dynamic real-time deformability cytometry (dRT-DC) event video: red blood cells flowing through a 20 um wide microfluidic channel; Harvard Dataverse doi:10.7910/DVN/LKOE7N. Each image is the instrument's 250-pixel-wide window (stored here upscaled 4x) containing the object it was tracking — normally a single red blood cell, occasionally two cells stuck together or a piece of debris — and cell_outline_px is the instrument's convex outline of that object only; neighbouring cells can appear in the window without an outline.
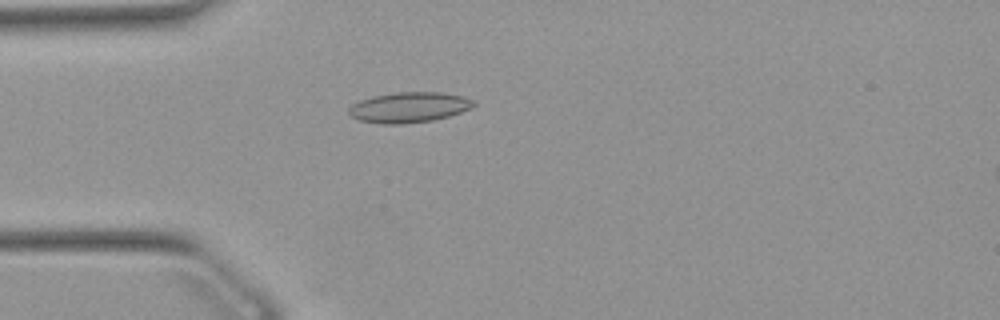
{"species": "Egyptian fruit bat (a non-hibernating species)", "species_latin": "Rousettus aegyptiacus", "temperature_condition": "warm", "stored_images_in_passage": 35, "camera_frame_rate_fps": 3000, "um_per_image_px": 0.085, "animal": {"sex": "female"}, "frame": {"image": 1, "passage_image": 4, "time_ms": 1.0, "image_size_px": [1000, 320], "cell_outline_px": [[476, 104], [472, 108], [448, 116], [432, 120], [404, 124], [380, 124], [360, 120], [352, 116], [348, 112], [348, 108], [352, 104], [360, 100], [372, 96], [392, 92], [440, 92], [464, 96], [476, 100]], "centroid_in_image_um": [34.78, 9.11], "position_along_channel_um": 50.2, "area_um2": 22.31}}
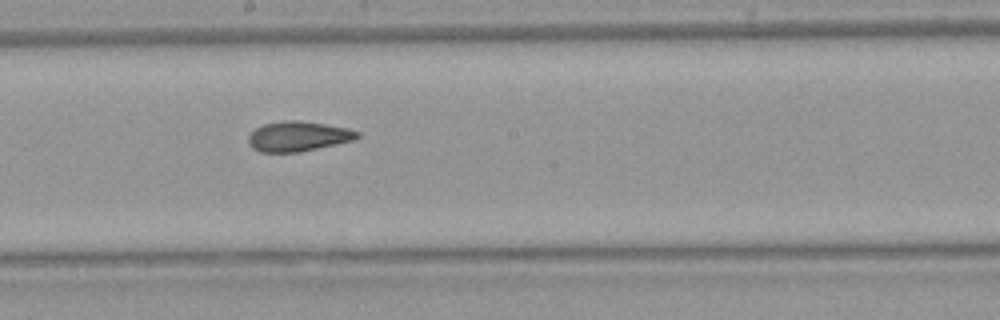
{"frame": {"image": 2, "passage_image": 18, "time_ms": 5.667, "image_size_px": [1000, 320], "cell_outline_px": [[360, 136], [356, 140], [300, 152], [260, 152], [252, 148], [248, 144], [248, 136], [256, 128], [264, 124], [284, 120], [300, 120], [348, 128], [360, 132]], "centroid_in_image_um": [25.36, 11.59], "position_along_channel_um": 222.8, "area_um2": 19.19}}
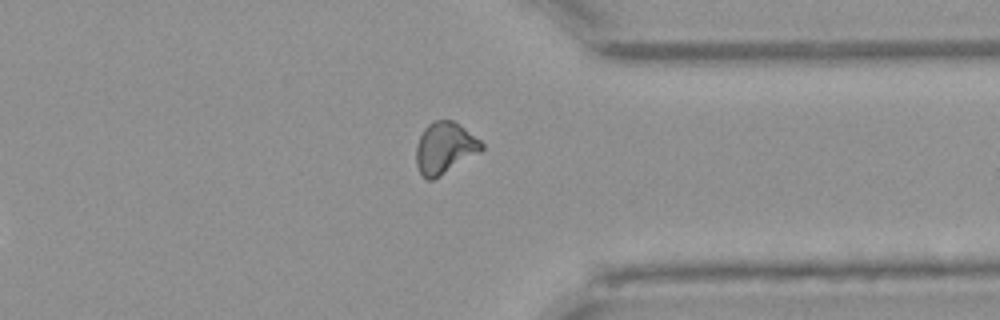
{"frame": {"image": 3, "passage_image": 30, "time_ms": 9.667, "image_size_px": [1000, 320], "cell_outline_px": [[484, 148], [480, 152], [440, 176], [432, 180], [428, 180], [420, 172], [416, 164], [416, 144], [424, 128], [432, 120], [456, 120], [480, 140], [484, 144]], "centroid_in_image_um": [37.81, 12.55], "position_along_channel_um": 373.6, "area_um2": 19.77}, "authors_computed_cell_mechanics": {"area_um2": 19.3052, "velocity_mm_per_s": 3.8864, "shape_relaxation_time_tau1_ms": null, "shape_relaxation_time_tau2_ms": 2.358, "deformation_change_tau1": null, "deformation_change_tau2": 0.0802}}